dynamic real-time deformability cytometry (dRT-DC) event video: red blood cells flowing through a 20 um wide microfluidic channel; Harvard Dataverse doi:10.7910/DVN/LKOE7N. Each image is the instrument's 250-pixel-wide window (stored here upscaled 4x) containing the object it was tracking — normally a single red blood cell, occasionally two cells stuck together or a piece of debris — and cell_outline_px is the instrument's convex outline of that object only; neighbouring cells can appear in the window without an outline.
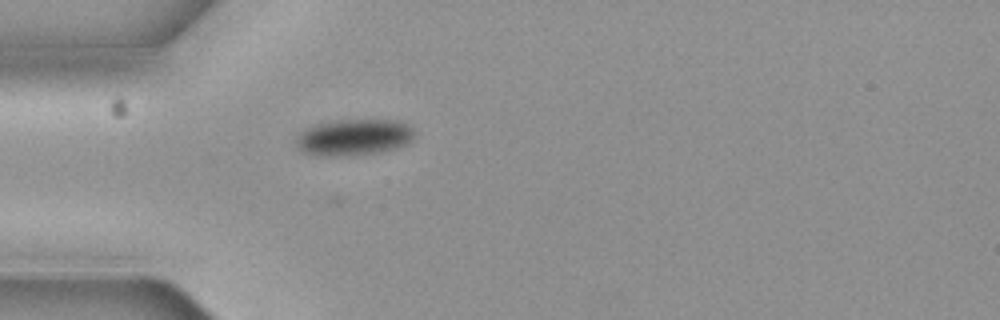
{"species": "common noctule bat (a hibernating species)", "species_latin": "Nyctalus noctula", "temperature_condition": "cold", "stored_images_in_passage": 3, "camera_frame_rate_fps": 3000, "um_per_image_px": 0.085, "animal": {"sex": "female", "body_mass_g": 19.3, "forearm_length_mm": 54.1}, "frame": {"image": 1, "passage_image": 3, "time_ms": 0.667, "image_size_px": [1000, 320], "cell_outline_px": [[416, 132], [412, 140], [408, 144], [396, 148], [380, 152], [340, 156], [320, 156], [304, 152], [296, 144], [296, 136], [304, 128], [316, 124], [336, 120], [400, 120], [408, 124]], "centroid_in_image_um": [30.1, 11.66], "position_along_channel_um": 54.9, "area_um2": 25.32}}